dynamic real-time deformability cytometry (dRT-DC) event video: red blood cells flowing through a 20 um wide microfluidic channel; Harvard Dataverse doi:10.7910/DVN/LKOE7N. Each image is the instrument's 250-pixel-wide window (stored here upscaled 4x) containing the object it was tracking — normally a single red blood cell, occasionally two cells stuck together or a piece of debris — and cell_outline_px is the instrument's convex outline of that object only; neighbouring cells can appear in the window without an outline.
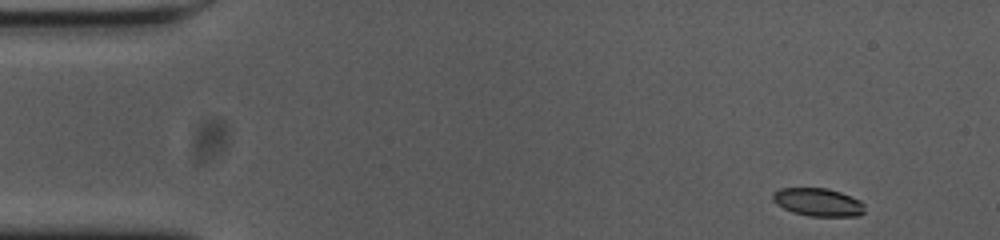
{"species": "common noctule bat (a hibernating species)", "species_latin": "Nyctalus noctula", "temperature_condition": "cold", "stored_images_in_passage": 52, "camera_frame_rate_fps": 3000, "um_per_image_px": 0.085, "animal": {"sex": "female", "body_mass_g": 23.0, "forearm_length_mm": 53.4}, "frame": {"image": 1, "passage_image": 1, "time_ms": 0.0, "image_size_px": [1000, 240], "cell_outline_px": [[864, 212], [860, 216], [808, 216], [792, 212], [776, 204], [772, 200], [772, 192], [780, 188], [828, 188], [840, 192], [860, 200], [864, 204]], "centroid_in_image_um": [69.52, 17.18], "position_along_channel_um": 15.5, "area_um2": 15.14}}
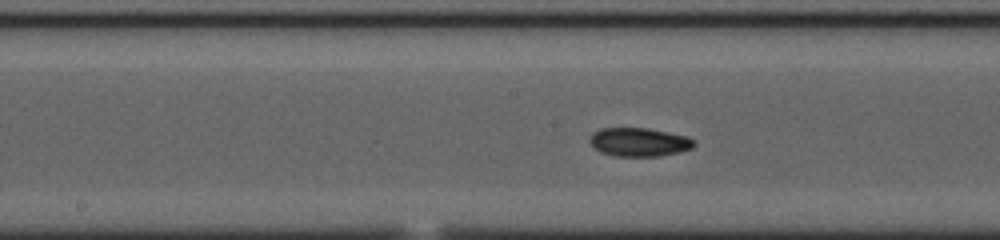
{"frame": {"image": 2, "passage_image": 24, "time_ms": 7.667, "image_size_px": [1000, 240], "cell_outline_px": [[696, 144], [692, 148], [680, 152], [660, 156], [616, 156], [600, 152], [588, 140], [592, 132], [600, 128], [648, 128], [688, 136], [696, 140]], "centroid_in_image_um": [54.35, 12.07], "position_along_channel_um": 193.8, "area_um2": 17.57}}
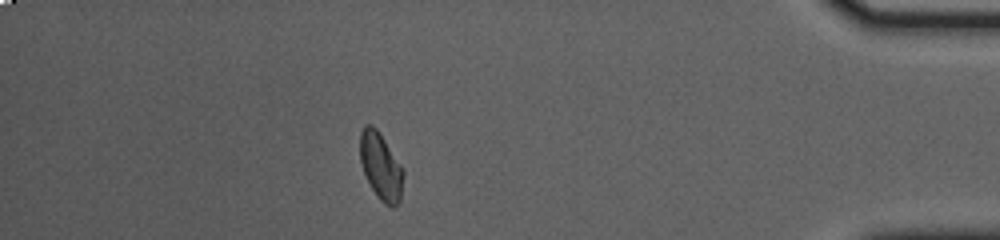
{"frame": {"image": 3, "passage_image": 45, "time_ms": 14.667, "image_size_px": [1000, 240], "cell_outline_px": [[404, 172], [400, 200], [396, 208], [392, 208], [384, 204], [380, 200], [372, 188], [364, 172], [360, 160], [360, 132], [364, 124], [372, 124], [376, 128], [404, 168]], "centroid_in_image_um": [32.38, 14.14], "position_along_channel_um": 402.8, "area_um2": 16.99}, "authors_computed_cell_mechanics": {"area_um2": 16.5886, "velocity_mm_per_s": 3.671, "shape_relaxation_time_tau1_ms": null, "shape_relaxation_time_tau2_ms": 4.3544, "deformation_change_tau1": null, "deformation_change_tau2": 0.0795}}